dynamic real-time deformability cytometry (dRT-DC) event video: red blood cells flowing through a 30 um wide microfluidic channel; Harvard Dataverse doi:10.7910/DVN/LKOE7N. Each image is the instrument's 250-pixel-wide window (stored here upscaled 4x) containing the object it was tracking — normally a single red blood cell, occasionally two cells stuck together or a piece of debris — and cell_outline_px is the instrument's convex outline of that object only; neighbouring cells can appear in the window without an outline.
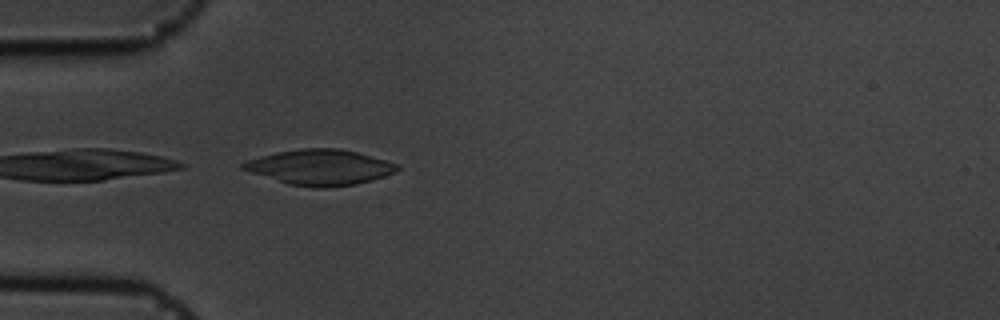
{"species": "common noctule bat (a hibernating species)", "species_latin": "Nyctalus noctula", "temperature_condition": "cold", "stored_images_in_passage": 39, "camera_frame_rate_fps": 3000, "um_per_image_px": 0.085, "animal": {"sex": "male", "body_mass_g": 19.5, "forearm_length_mm": 54.6}, "frame": {"image": 1, "passage_image": 1, "time_ms": 0.0, "image_size_px": [1000, 320], "cell_outline_px": [[400, 168], [396, 172], [384, 176], [356, 184], [324, 188], [316, 188], [288, 184], [240, 168], [240, 164], [248, 160], [260, 156], [276, 152], [300, 148], [340, 148], [356, 152], [400, 164]], "centroid_in_image_um": [27.21, 14.21], "position_along_channel_um": 57.8, "area_um2": 31.73}}
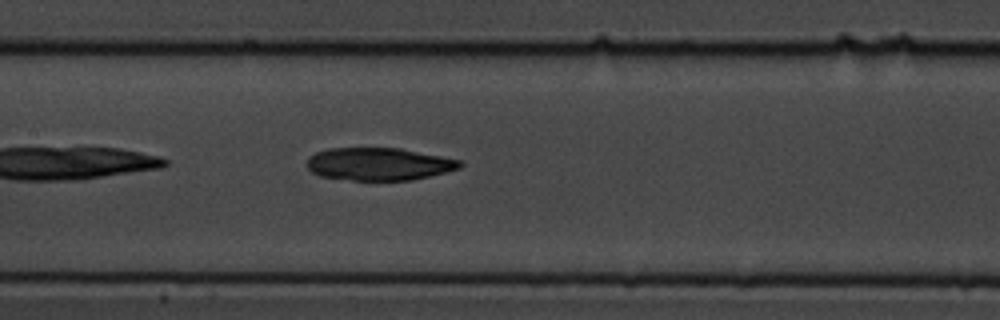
{"frame": {"image": 2, "passage_image": 11, "time_ms": 3.333, "image_size_px": [1000, 320], "cell_outline_px": [[464, 164], [460, 168], [412, 180], [352, 180], [320, 176], [312, 172], [304, 164], [308, 156], [316, 152], [328, 148], [400, 148], [464, 160]], "centroid_in_image_um": [32.19, 13.93], "position_along_channel_um": 175.2, "area_um2": 29.36}}
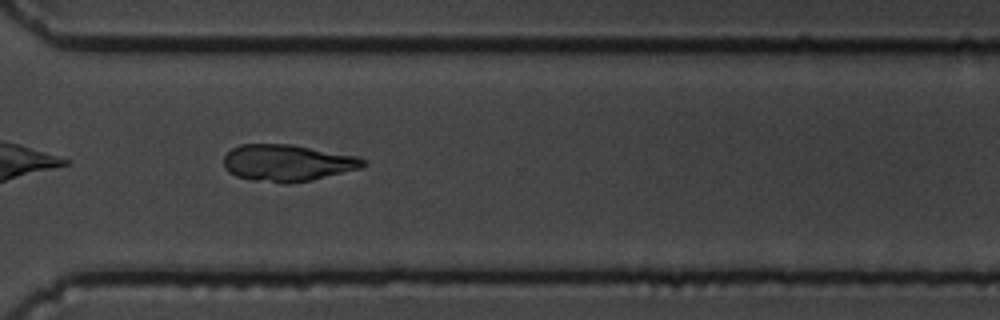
{"frame": {"image": 3, "passage_image": 25, "time_ms": 8.0, "image_size_px": [1000, 320], "cell_outline_px": [[368, 164], [360, 168], [312, 180], [288, 184], [280, 184], [252, 180], [236, 176], [228, 172], [224, 168], [224, 156], [232, 148], [240, 144], [292, 144], [356, 156], [364, 160]], "centroid_in_image_um": [24.4, 13.85], "position_along_channel_um": 346.2, "area_um2": 30.0}, "authors_computed_cell_mechanics": {"area_um2": 29.478, "velocity_mm_per_s": 3.6735, "shape_relaxation_time_tau1_ms": 7.0208, "shape_relaxation_time_tau2_ms": 8.0785, "deformation_change_tau1": 0.1125, "deformation_change_tau2": 0.1289}}